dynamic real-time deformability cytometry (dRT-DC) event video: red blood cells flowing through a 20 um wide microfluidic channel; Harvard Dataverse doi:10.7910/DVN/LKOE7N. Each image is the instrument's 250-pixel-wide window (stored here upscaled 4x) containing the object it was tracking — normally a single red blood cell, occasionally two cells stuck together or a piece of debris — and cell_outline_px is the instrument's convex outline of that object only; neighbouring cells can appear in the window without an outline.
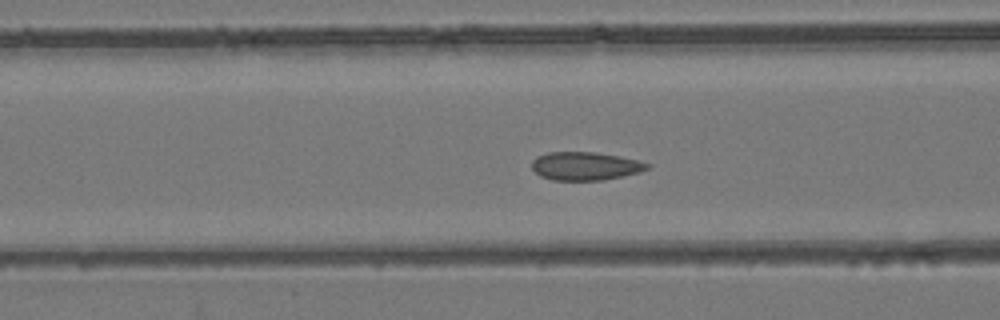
{"species": "common noctule bat (a hibernating species)", "species_latin": "Nyctalus noctula", "temperature_condition": "room temperature", "stored_images_in_passage": 56, "camera_frame_rate_fps": 3000, "um_per_image_px": 0.085, "animal": {"sex": "female", "body_mass_g": 24.6, "forearm_length_mm": 56.2}, "frame": {"image": 1, "passage_image": 23, "time_ms": 7.333, "image_size_px": [1000, 320], "cell_outline_px": [[652, 164], [648, 168], [640, 172], [624, 176], [604, 180], [552, 180], [540, 176], [532, 168], [532, 160], [536, 156], [548, 152], [596, 152], [620, 156]], "centroid_in_image_um": [49.75, 14.11], "position_along_channel_um": 116.9, "area_um2": 19.13}}
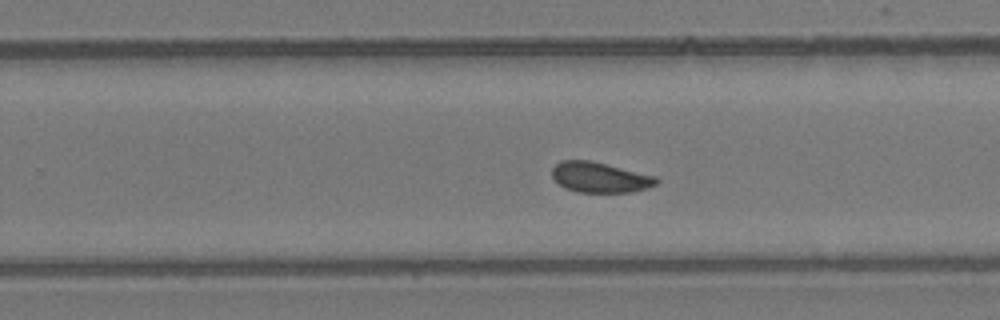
{"frame": {"image": 2, "passage_image": 36, "time_ms": 11.667, "image_size_px": [1000, 320], "cell_outline_px": [[660, 180], [656, 184], [648, 188], [632, 192], [576, 192], [564, 188], [552, 176], [552, 168], [560, 160], [588, 160], [656, 176]], "centroid_in_image_um": [50.99, 15.08], "position_along_channel_um": 278.8, "area_um2": 18.38}}
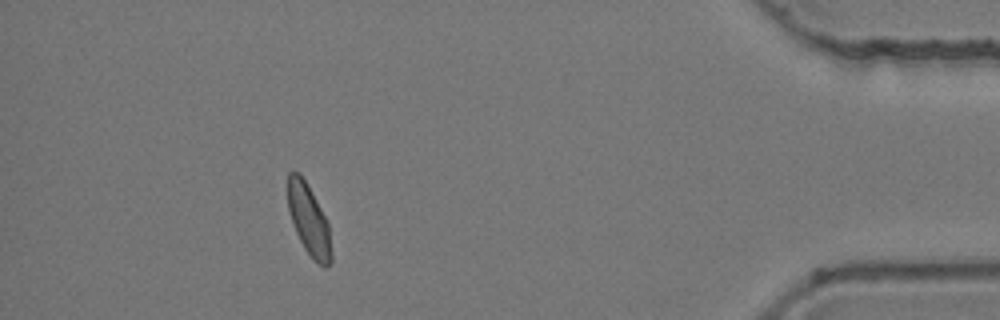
{"frame": {"image": 3, "passage_image": 51, "time_ms": 16.667, "image_size_px": [1000, 320], "cell_outline_px": [[332, 264], [324, 268], [312, 260], [304, 248], [296, 232], [288, 208], [288, 172], [300, 172], [320, 208], [328, 224], [332, 252]], "centroid_in_image_um": [26.26, 18.76], "position_along_channel_um": 408.9, "area_um2": 17.8}, "authors_computed_cell_mechanics": {"area_um2": 19.1607, "velocity_mm_per_s": 3.7493, "shape_relaxation_time_tau1_ms": null, "shape_relaxation_time_tau2_ms": 1.2685, "deformation_change_tau1": null, "deformation_change_tau2": 0.0377}}